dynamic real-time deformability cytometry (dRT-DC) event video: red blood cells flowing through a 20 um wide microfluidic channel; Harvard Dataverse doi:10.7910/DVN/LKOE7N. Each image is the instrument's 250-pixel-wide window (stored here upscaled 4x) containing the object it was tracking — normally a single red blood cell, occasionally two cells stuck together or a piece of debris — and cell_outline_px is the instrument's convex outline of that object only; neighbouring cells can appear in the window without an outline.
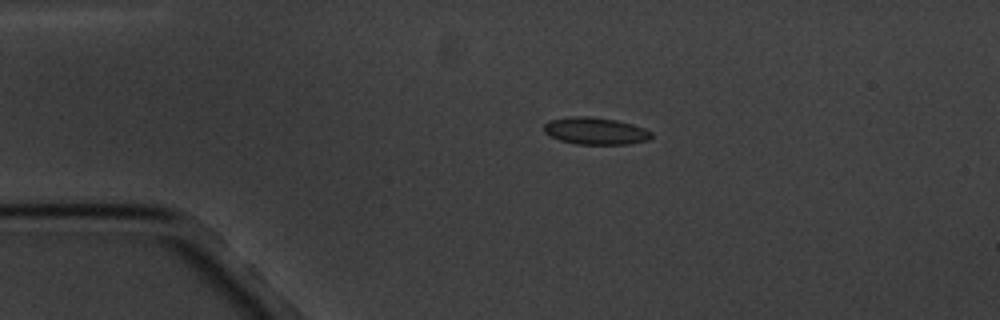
{"species": "common noctule bat (a hibernating species)", "species_latin": "Nyctalus noctula", "temperature_condition": "cold", "stored_images_in_passage": 10, "camera_frame_rate_fps": 3000, "um_per_image_px": 0.085, "animal": {"sex": "male", "body_mass_g": 20.1, "forearm_length_mm": 53.5}, "frame": {"image": 1, "passage_image": 3, "time_ms": 2.333, "image_size_px": [1000, 320], "cell_outline_px": [[652, 136], [648, 140], [628, 144], [576, 144], [560, 140], [544, 132], [544, 124], [548, 120], [568, 116], [588, 116], [616, 120], [632, 124], [644, 128], [652, 132]], "centroid_in_image_um": [50.6, 11.12], "position_along_channel_um": 34.4, "area_um2": 16.99}}
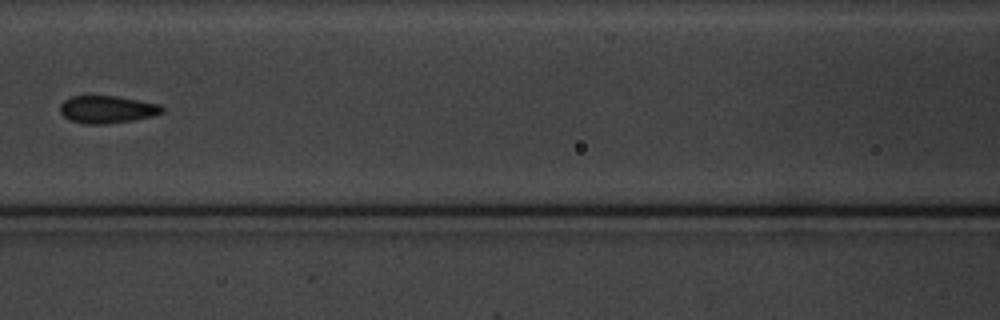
{"frame": {"image": 2, "passage_image": 7, "time_ms": 7.0, "image_size_px": [1000, 320], "cell_outline_px": [[164, 112], [152, 116], [132, 120], [104, 124], [84, 124], [72, 120], [64, 116], [60, 112], [60, 104], [64, 100], [72, 96], [116, 96], [160, 104], [164, 108]], "centroid_in_image_um": [9.11, 9.29], "position_along_channel_um": 157.5, "area_um2": 16.24}}
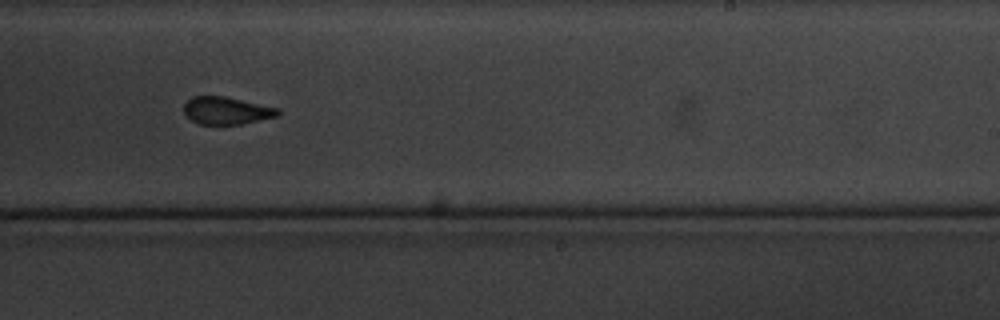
{"frame": {"image": 3, "passage_image": 10, "time_ms": 10.333, "image_size_px": [1000, 320], "cell_outline_px": [[280, 116], [240, 124], [200, 124], [192, 120], [184, 112], [184, 104], [192, 96], [224, 96], [280, 108]], "centroid_in_image_um": [19.29, 9.39], "position_along_channel_um": 269.7, "area_um2": 15.03}}